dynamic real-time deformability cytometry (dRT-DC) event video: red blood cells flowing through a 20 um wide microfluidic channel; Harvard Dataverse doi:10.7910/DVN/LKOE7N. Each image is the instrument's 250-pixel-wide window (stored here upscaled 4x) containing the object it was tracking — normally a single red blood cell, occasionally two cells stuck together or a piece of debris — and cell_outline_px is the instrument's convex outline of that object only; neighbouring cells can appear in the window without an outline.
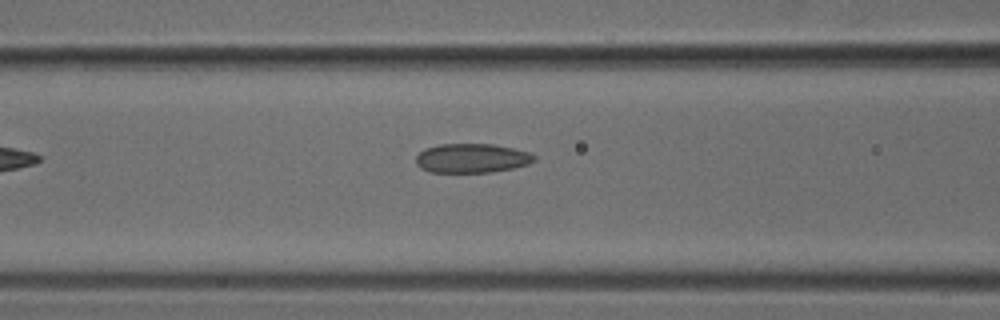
{"species": "common noctule bat (a hibernating species)", "species_latin": "Nyctalus noctula", "temperature_condition": "cold", "stored_images_in_passage": 6, "camera_frame_rate_fps": 3000, "um_per_image_px": 0.085, "animal": {"sex": "male", "body_mass_g": 18.8}, "frame": {"image": 1, "passage_image": 6, "time_ms": 1.667, "image_size_px": [1000, 320], "cell_outline_px": [[536, 160], [528, 164], [512, 168], [492, 172], [428, 172], [420, 168], [416, 164], [416, 156], [424, 148], [440, 144], [492, 144], [512, 148], [528, 152], [536, 156]], "centroid_in_image_um": [40.08, 13.45], "position_along_channel_um": 126.5, "area_um2": 20.17}}